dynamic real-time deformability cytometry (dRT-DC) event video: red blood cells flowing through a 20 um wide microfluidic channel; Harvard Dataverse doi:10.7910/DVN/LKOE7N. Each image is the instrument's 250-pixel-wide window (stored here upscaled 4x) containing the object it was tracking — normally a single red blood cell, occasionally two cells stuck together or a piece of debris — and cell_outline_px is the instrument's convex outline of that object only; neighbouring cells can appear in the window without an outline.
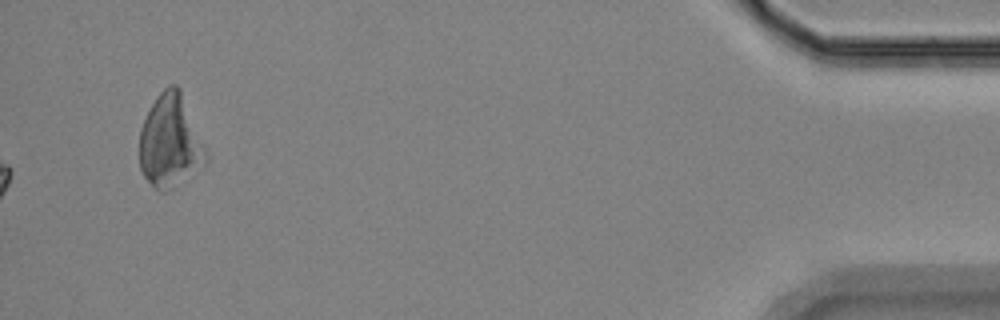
{"species": "Egyptian fruit bat (a non-hibernating species)", "species_latin": "Rousettus aegyptiacus", "temperature_condition": "room temperature", "stored_images_in_passage": 49, "segment_of_instrument_passage": [2, 2], "camera_frame_rate_fps": 3000, "um_per_image_px": 0.085, "animal": {"sex": "female"}, "frame": {"image": 1, "passage_image": 49, "time_ms": 16.0, "image_size_px": [1000, 320], "cell_outline_px": [[208, 160], [204, 164], [176, 188], [168, 192], [160, 192], [144, 176], [140, 168], [140, 128], [156, 96], [168, 84], [176, 84], [180, 88], [208, 152]], "centroid_in_image_um": [14.49, 12.03], "position_along_channel_um": 420.7, "area_um2": 36.24}}